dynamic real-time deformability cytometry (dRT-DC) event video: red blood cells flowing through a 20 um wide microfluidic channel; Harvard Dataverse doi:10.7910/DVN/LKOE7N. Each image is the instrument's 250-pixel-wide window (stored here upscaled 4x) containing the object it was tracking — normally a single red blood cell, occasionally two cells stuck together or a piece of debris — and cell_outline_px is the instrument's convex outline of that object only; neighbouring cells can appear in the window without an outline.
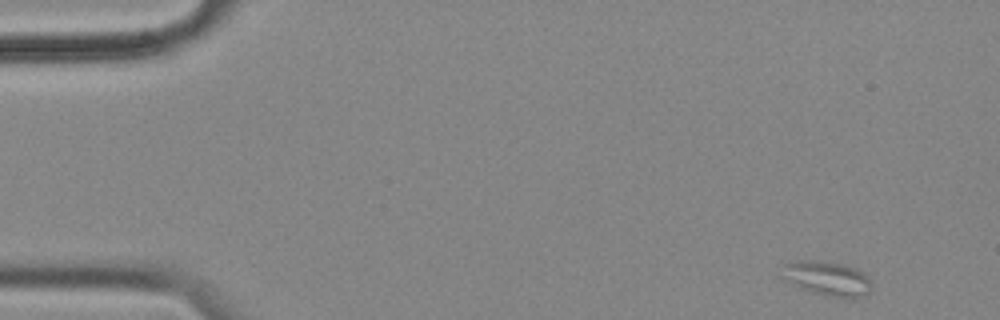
{"species": "common noctule bat (a hibernating species)", "species_latin": "Nyctalus noctula", "temperature_condition": "cold", "stored_images_in_passage": 4, "camera_frame_rate_fps": 3000, "um_per_image_px": 0.085, "animal": {"sex": "female", "body_mass_g": 18.4}, "frame": {"image": 1, "passage_image": 1, "time_ms": 0.0, "image_size_px": [1000, 320], "cell_outline_px": [[872, 288], [864, 296], [824, 296], [800, 288], [780, 276], [784, 264], [800, 260], [820, 260], [840, 264], [856, 268], [868, 276], [872, 284]], "centroid_in_image_um": [70.29, 23.65], "position_along_channel_um": 14.7, "area_um2": 17.86}}